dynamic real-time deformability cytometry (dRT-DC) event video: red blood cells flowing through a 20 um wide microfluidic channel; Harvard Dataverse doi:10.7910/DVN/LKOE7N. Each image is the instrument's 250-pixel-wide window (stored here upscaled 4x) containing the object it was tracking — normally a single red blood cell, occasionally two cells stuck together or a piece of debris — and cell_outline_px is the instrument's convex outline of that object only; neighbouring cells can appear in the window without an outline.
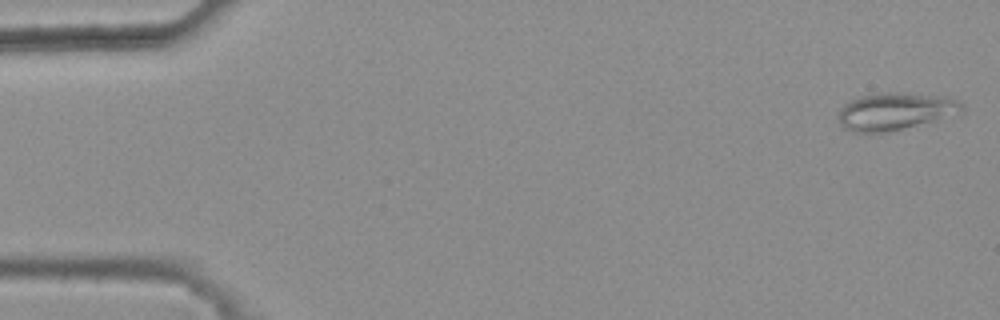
{"species": "common noctule bat (a hibernating species)", "species_latin": "Nyctalus noctula", "temperature_condition": "warm", "stored_images_in_passage": 47, "camera_frame_rate_fps": 3000, "um_per_image_px": 0.085, "animal": {"sex": "female", "body_mass_g": 25.1}, "frame": {"image": 1, "passage_image": 1, "time_ms": 0.0, "image_size_px": [1000, 320], "cell_outline_px": [[964, 112], [936, 120], [888, 132], [852, 132], [844, 128], [840, 124], [840, 108], [844, 104], [860, 96], [888, 92], [896, 92], [944, 96], [956, 100], [964, 104]], "centroid_in_image_um": [76.12, 9.46], "position_along_channel_um": 8.9, "area_um2": 26.7}}
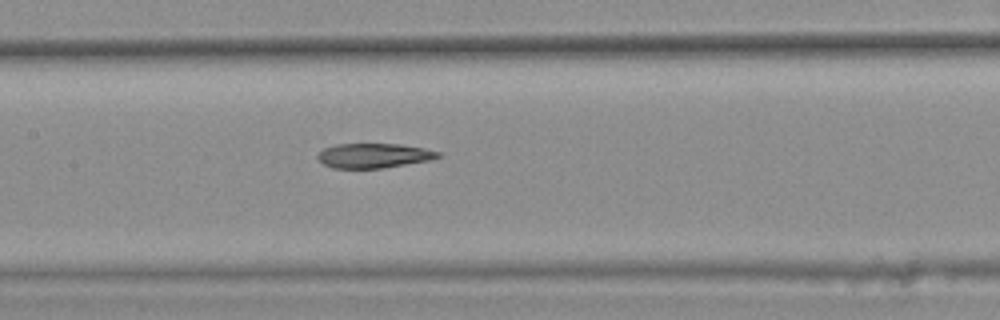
{"frame": {"image": 2, "passage_image": 25, "time_ms": 8.0, "image_size_px": [1000, 320], "cell_outline_px": [[440, 156], [432, 160], [384, 168], [332, 168], [324, 164], [316, 156], [324, 148], [336, 144], [400, 144], [424, 148], [440, 152]], "centroid_in_image_um": [31.79, 13.23], "position_along_channel_um": 175.6, "area_um2": 17.28}}
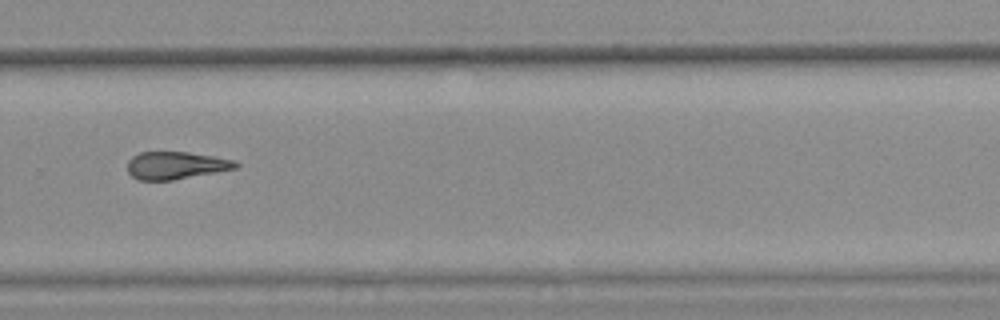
{"frame": {"image": 3, "passage_image": 36, "time_ms": 11.667, "image_size_px": [1000, 320], "cell_outline_px": [[240, 164], [236, 168], [216, 172], [172, 180], [140, 180], [132, 176], [128, 172], [128, 160], [132, 156], [140, 152], [188, 152], [212, 156], [232, 160]], "centroid_in_image_um": [14.91, 14.05], "position_along_channel_um": 314.9, "area_um2": 17.17}, "authors_computed_cell_mechanics": {"area_um2": 18.3804, "velocity_mm_per_s": 3.8039, "shape_relaxation_time_tau1_ms": null, "shape_relaxation_time_tau2_ms": 5.7106, "deformation_change_tau1": null, "deformation_change_tau2": 0.1653}}